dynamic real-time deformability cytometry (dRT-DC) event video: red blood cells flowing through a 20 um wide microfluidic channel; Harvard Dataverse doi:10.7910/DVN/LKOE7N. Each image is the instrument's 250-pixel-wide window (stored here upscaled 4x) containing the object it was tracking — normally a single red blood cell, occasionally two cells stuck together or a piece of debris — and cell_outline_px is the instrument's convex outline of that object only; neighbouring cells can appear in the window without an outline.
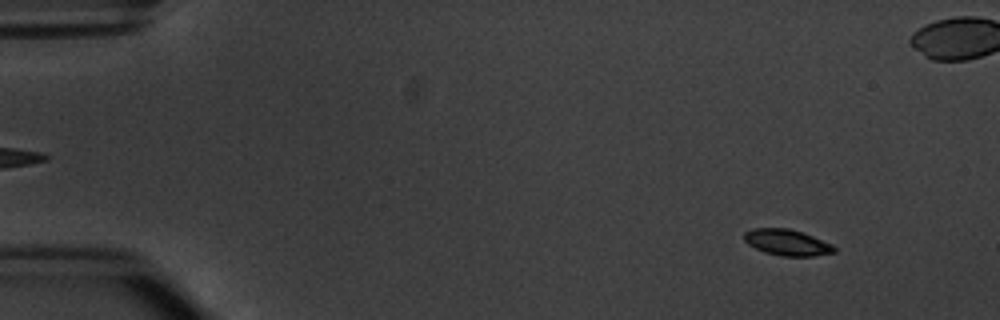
{"species": "common noctule bat (a hibernating species)", "species_latin": "Nyctalus noctula", "temperature_condition": "warm", "stored_images_in_passage": 5, "camera_frame_rate_fps": 3000, "um_per_image_px": 0.085, "animal": {"sex": "male", "body_mass_g": 20.1, "forearm_length_mm": 53.5}, "frame": {"image": 1, "passage_image": 1, "time_ms": 0.0, "image_size_px": [1000, 320], "cell_outline_px": [[836, 252], [812, 256], [784, 256], [764, 252], [748, 244], [744, 240], [744, 232], [752, 228], [788, 228], [804, 232], [832, 244], [836, 248]], "centroid_in_image_um": [66.91, 20.6], "position_along_channel_um": 18.1, "area_um2": 13.76}}